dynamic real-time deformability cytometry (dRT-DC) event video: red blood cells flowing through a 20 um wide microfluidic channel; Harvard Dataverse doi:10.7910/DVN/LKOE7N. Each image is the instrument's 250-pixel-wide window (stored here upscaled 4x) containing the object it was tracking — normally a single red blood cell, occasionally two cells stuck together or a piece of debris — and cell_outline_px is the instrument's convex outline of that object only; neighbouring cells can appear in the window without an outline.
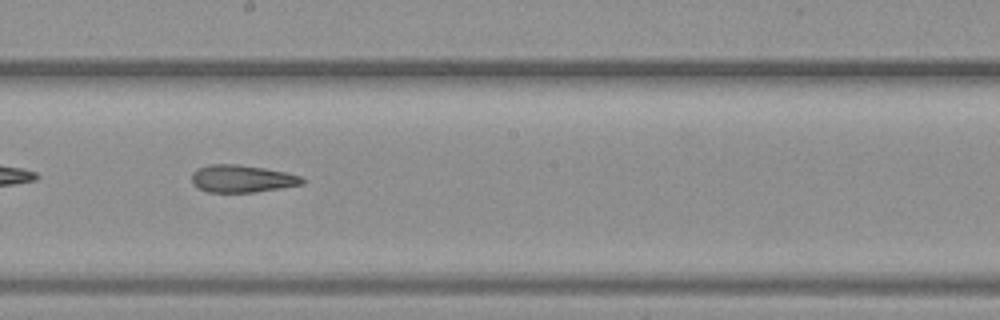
{"species": "common noctule bat (a hibernating species)", "species_latin": "Nyctalus noctula", "temperature_condition": "warm", "stored_images_in_passage": 27, "camera_frame_rate_fps": 3000, "um_per_image_px": 0.085, "animal": {"sex": "female", "body_mass_g": 19.3, "forearm_length_mm": 54.1}, "frame": {"image": 1, "passage_image": 12, "time_ms": 3.667, "image_size_px": [1000, 320], "cell_outline_px": [[304, 184], [256, 192], [208, 192], [196, 188], [192, 184], [192, 172], [196, 168], [208, 164], [240, 164], [264, 168], [304, 176]], "centroid_in_image_um": [20.54, 15.18], "position_along_channel_um": 227.7, "area_um2": 17.92}}
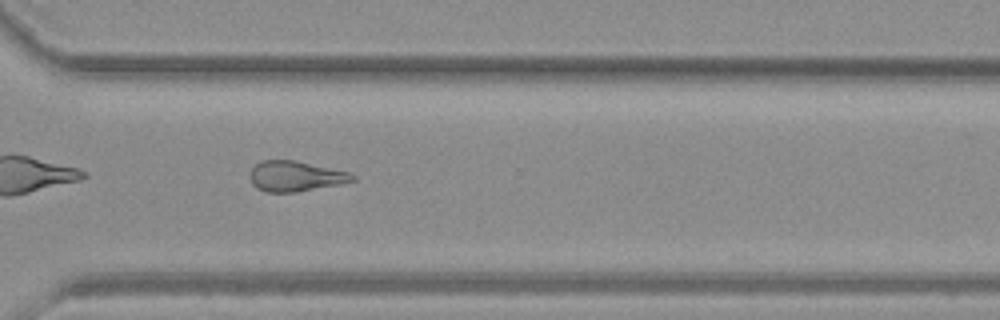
{"frame": {"image": 2, "passage_image": 20, "time_ms": 6.333, "image_size_px": [1000, 320], "cell_outline_px": [[356, 180], [340, 184], [296, 192], [264, 192], [256, 188], [252, 184], [248, 176], [252, 168], [256, 164], [264, 160], [296, 160], [348, 172], [356, 176]], "centroid_in_image_um": [25.08, 14.98], "position_along_channel_um": 345.5, "area_um2": 18.21}}